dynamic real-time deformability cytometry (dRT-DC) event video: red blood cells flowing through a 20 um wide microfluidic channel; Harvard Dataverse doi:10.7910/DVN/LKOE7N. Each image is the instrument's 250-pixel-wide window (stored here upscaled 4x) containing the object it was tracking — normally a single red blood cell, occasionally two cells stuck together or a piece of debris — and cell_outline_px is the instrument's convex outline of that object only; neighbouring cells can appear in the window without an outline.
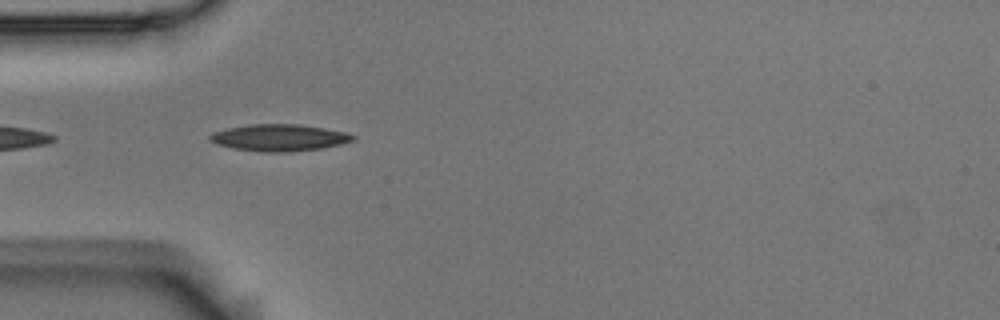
{"species": "Egyptian fruit bat (a non-hibernating species)", "species_latin": "Rousettus aegyptiacus", "temperature_condition": "room temperature", "stored_images_in_passage": 3, "camera_frame_rate_fps": 3000, "um_per_image_px": 0.085, "animal": {"sex": "male"}, "frame": {"image": 1, "passage_image": 2, "time_ms": 0.333, "image_size_px": [1000, 320], "cell_outline_px": [[356, 140], [340, 144], [320, 148], [284, 152], [264, 152], [232, 148], [216, 144], [208, 140], [208, 136], [212, 132], [228, 128], [248, 124], [300, 124], [324, 128], [344, 132], [356, 136]], "centroid_in_image_um": [23.69, 11.69], "position_along_channel_um": 61.3, "area_um2": 22.31}}
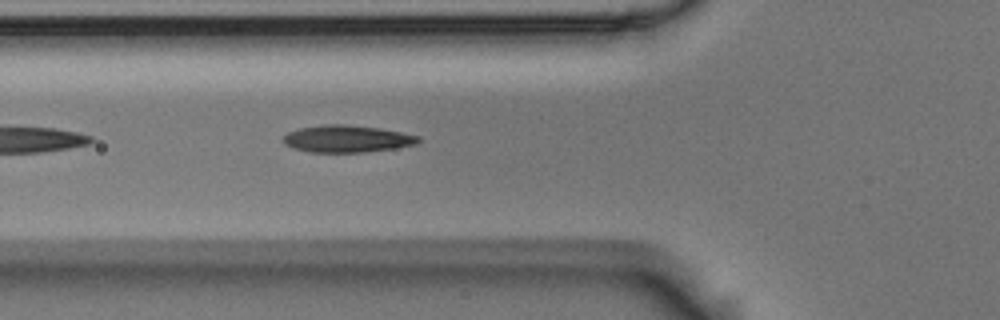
{"frame": {"image": 2, "passage_image": 3, "time_ms": 0.667, "image_size_px": [1000, 320], "cell_outline_px": [[420, 140], [416, 144], [396, 148], [364, 152], [308, 152], [292, 148], [284, 144], [280, 140], [288, 132], [300, 128], [324, 124], [344, 124], [380, 128], [420, 136]], "centroid_in_image_um": [29.45, 11.8], "position_along_channel_um": 96.3, "area_um2": 21.44}}